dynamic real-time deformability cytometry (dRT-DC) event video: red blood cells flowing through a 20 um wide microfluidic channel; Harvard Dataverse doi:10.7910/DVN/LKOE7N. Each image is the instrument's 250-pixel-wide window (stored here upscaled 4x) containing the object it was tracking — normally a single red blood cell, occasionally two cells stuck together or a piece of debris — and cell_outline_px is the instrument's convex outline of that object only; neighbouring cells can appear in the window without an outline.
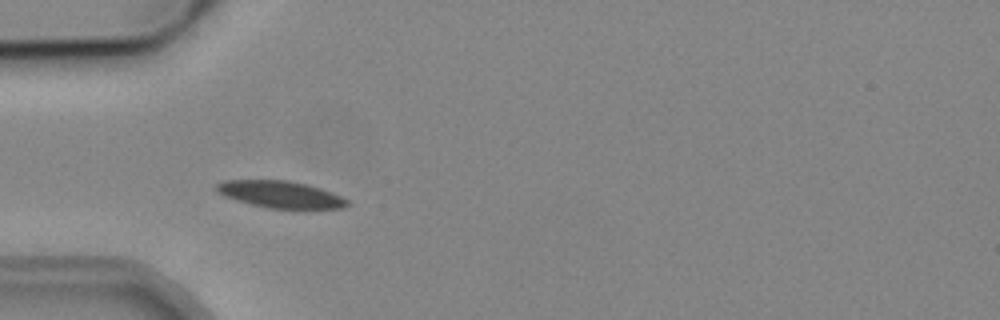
{"species": "common noctule bat (a hibernating species)", "species_latin": "Nyctalus noctula", "temperature_condition": "cold", "stored_images_in_passage": 43, "camera_frame_rate_fps": 3000, "um_per_image_px": 0.085, "animal": {"sex": "male", "body_mass_g": 19.2, "forearm_length_mm": 51.8}, "frame": {"image": 1, "passage_image": 14, "time_ms": 4.333, "image_size_px": [1000, 320], "cell_outline_px": [[352, 204], [344, 208], [304, 212], [268, 208], [236, 200], [224, 196], [216, 192], [216, 184], [224, 180], [288, 180], [320, 188], [332, 192], [348, 200]], "centroid_in_image_um": [23.94, 16.58], "position_along_channel_um": 61.1, "area_um2": 21.5}}
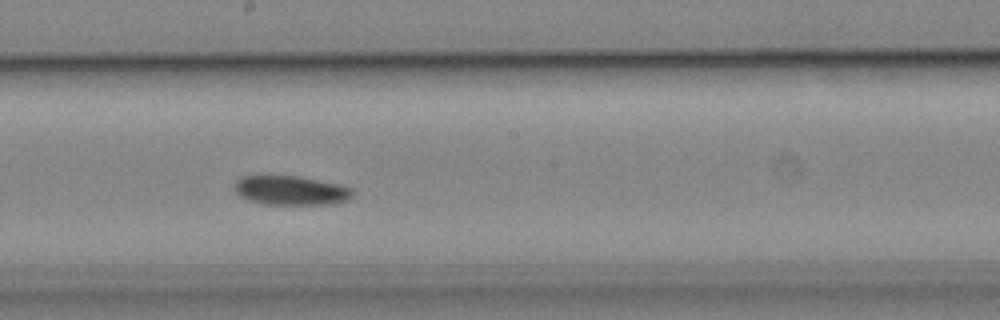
{"frame": {"image": 2, "passage_image": 27, "time_ms": 8.667, "image_size_px": [1000, 320], "cell_outline_px": [[356, 192], [352, 196], [336, 204], [264, 204], [248, 200], [240, 196], [232, 188], [236, 180], [240, 176], [300, 176], [340, 184], [352, 188]], "centroid_in_image_um": [24.72, 16.18], "position_along_channel_um": 223.5, "area_um2": 20.35}}
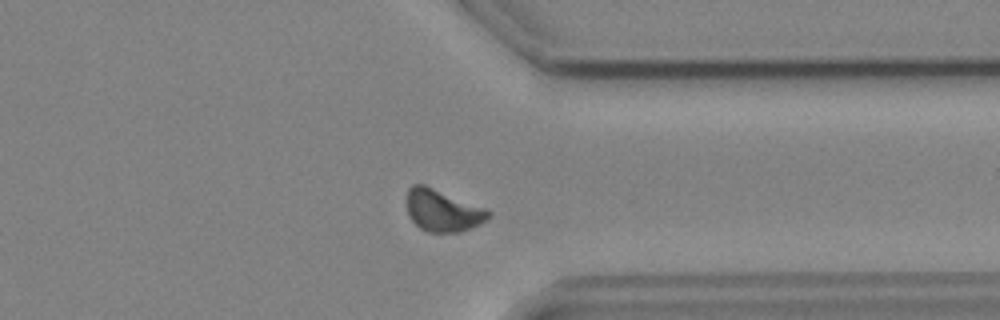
{"frame": {"image": 3, "passage_image": 39, "time_ms": 12.667, "image_size_px": [1000, 320], "cell_outline_px": [[492, 216], [480, 224], [472, 228], [460, 232], [428, 232], [420, 228], [408, 216], [404, 200], [408, 188], [412, 184], [424, 184], [484, 208], [492, 212]], "centroid_in_image_um": [37.58, 17.89], "position_along_channel_um": 373.8, "area_um2": 20.23}, "authors_computed_cell_mechanics": {"area_um2": 20.23, "velocity_mm_per_s": 3.8274, "shape_relaxation_time_tau1_ms": 3.8571, "shape_relaxation_time_tau2_ms": null, "deformation_change_tau1": 0.1069, "deformation_change_tau2": null}}